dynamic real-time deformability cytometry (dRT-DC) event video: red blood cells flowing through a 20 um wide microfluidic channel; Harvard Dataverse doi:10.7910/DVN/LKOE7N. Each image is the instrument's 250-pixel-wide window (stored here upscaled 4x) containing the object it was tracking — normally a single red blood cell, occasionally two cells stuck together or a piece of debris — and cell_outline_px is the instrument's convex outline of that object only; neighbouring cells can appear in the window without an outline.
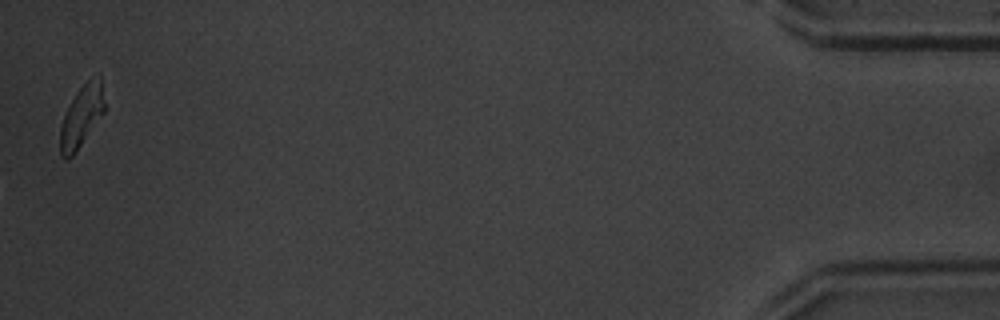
{"species": "common noctule bat (a hibernating species)", "species_latin": "Nyctalus noctula", "temperature_condition": "warm", "stored_images_in_passage": 50, "camera_frame_rate_fps": 3000, "um_per_image_px": 0.085, "animal": {"sex": "male", "body_mass_g": 20.1, "forearm_length_mm": 53.5}, "frame": {"image": 1, "passage_image": 50, "time_ms": 16.333, "image_size_px": [1000, 320], "cell_outline_px": [[104, 112], [72, 156], [68, 160], [64, 160], [60, 156], [60, 128], [64, 116], [76, 92], [92, 76], [100, 76], [104, 100]], "centroid_in_image_um": [6.92, 9.9], "position_along_channel_um": 428.3, "area_um2": 15.55}, "authors_computed_cell_mechanics": {"area_um2": 17.7446, "velocity_mm_per_s": 4.2486, "shape_relaxation_time_tau1_ms": 2.3068, "shape_relaxation_time_tau2_ms": 2.3089, "deformation_change_tau1": 0.1725, "deformation_change_tau2": 0.1142}}